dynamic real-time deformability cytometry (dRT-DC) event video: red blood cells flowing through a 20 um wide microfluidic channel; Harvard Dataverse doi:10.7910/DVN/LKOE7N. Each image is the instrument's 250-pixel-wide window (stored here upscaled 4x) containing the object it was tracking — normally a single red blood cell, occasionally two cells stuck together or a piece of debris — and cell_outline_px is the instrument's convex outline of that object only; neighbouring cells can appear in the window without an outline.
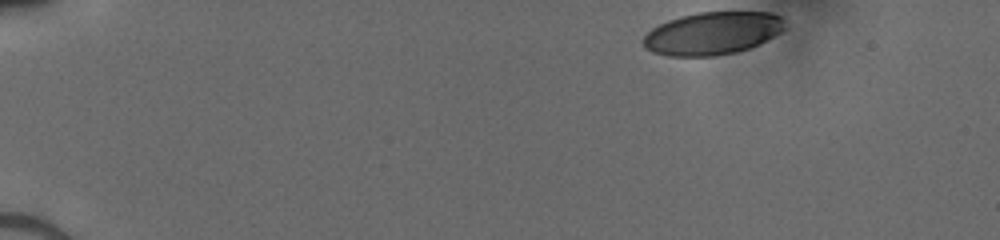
{"species": "human", "species_latin": "Homo sapiens", "temperature_condition": "cold", "stored_images_in_passage": 39, "camera_frame_rate_fps": 3000, "um_per_image_px": 0.085, "donor": {"sex": "male"}, "frame": {"image": 1, "passage_image": 1, "time_ms": 0.0, "image_size_px": [1000, 240], "cell_outline_px": [[788, 28], [760, 44], [736, 52], [712, 56], [668, 56], [652, 52], [644, 48], [640, 40], [652, 28], [668, 20], [680, 16], [696, 12], [772, 12], [780, 16], [784, 20]], "centroid_in_image_um": [60.56, 2.83], "position_along_channel_um": 24.4, "area_um2": 35.66}}
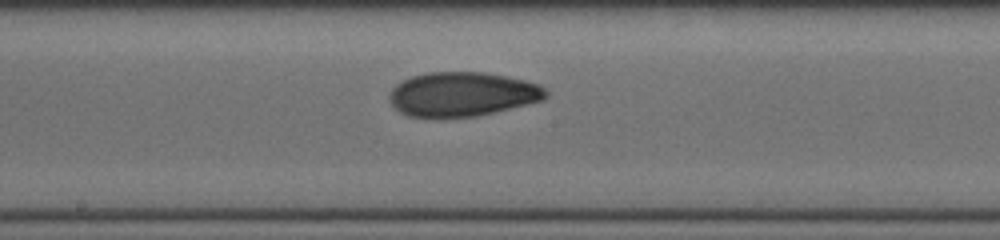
{"frame": {"image": 2, "passage_image": 23, "time_ms": 7.333, "image_size_px": [1000, 240], "cell_outline_px": [[548, 96], [544, 100], [476, 116], [408, 116], [400, 112], [388, 100], [388, 96], [392, 88], [396, 84], [412, 76], [428, 72], [484, 72], [524, 80], [540, 84], [548, 92]], "centroid_in_image_um": [39.3, 7.99], "position_along_channel_um": 208.9, "area_um2": 40.06}}
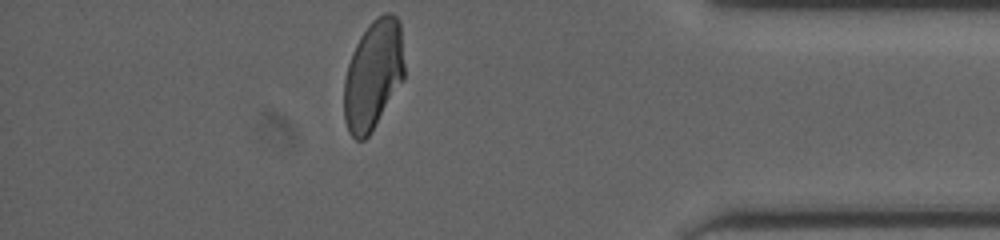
{"frame": {"image": 3, "passage_image": 39, "time_ms": 12.667, "image_size_px": [1000, 240], "cell_outline_px": [[404, 80], [372, 132], [364, 140], [356, 140], [348, 132], [344, 120], [344, 80], [348, 64], [352, 52], [360, 36], [372, 20], [384, 12], [392, 12], [400, 20], [404, 64]], "centroid_in_image_um": [31.73, 6.37], "position_along_channel_um": 403.5, "area_um2": 39.02}}